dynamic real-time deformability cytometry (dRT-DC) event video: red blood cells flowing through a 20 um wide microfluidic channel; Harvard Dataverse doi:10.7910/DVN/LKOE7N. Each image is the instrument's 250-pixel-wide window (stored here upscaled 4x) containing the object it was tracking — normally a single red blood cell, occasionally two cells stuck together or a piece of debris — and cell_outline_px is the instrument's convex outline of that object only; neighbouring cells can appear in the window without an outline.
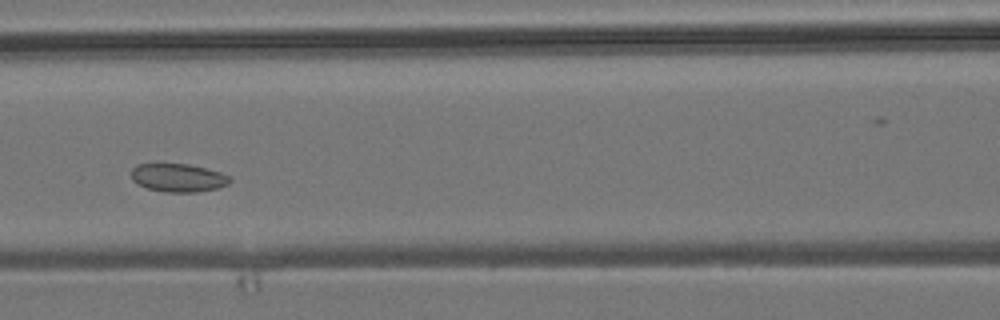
{"species": "common noctule bat (a hibernating species)", "species_latin": "Nyctalus noctula", "temperature_condition": "room temperature", "stored_images_in_passage": 7, "camera_frame_rate_fps": 3000, "um_per_image_px": 0.085, "animal": {"sex": "male", "body_mass_g": 19.2, "forearm_length_mm": 51.8}, "frame": {"image": 1, "passage_image": 6, "time_ms": 5.667, "image_size_px": [1000, 320], "cell_outline_px": [[232, 180], [228, 184], [216, 188], [196, 192], [164, 192], [148, 188], [136, 184], [132, 180], [132, 168], [136, 164], [188, 164], [220, 172], [232, 176]], "centroid_in_image_um": [15.14, 15.11], "position_along_channel_um": 151.5, "area_um2": 16.24}}